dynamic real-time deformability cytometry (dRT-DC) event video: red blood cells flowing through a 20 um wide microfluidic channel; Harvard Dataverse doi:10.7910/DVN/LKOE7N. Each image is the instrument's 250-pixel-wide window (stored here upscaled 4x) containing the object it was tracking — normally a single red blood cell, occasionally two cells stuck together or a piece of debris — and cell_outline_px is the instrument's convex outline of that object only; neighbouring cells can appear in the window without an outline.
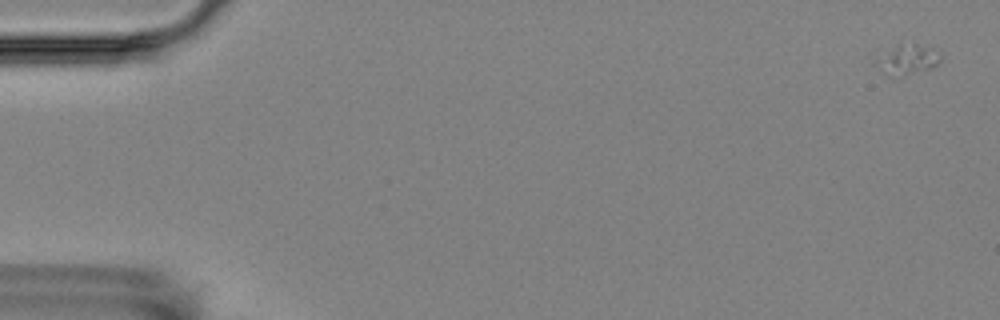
{"species": "Egyptian fruit bat (a non-hibernating species)", "species_latin": "Rousettus aegyptiacus", "temperature_condition": "room temperature", "stored_images_in_passage": 6, "camera_frame_rate_fps": 3000, "um_per_image_px": 0.085, "animal": {"sex": "female"}, "frame": {"image": 1, "passage_image": 1, "time_ms": 0.0, "image_size_px": [1000, 320], "cell_outline_px": [[940, 60], [932, 68], [892, 76], [888, 76], [872, 64], [876, 60], [900, 44], [916, 44], [928, 48], [940, 56]], "centroid_in_image_um": [77.08, 5.09], "position_along_channel_um": 7.9, "area_um2": 10.4}}
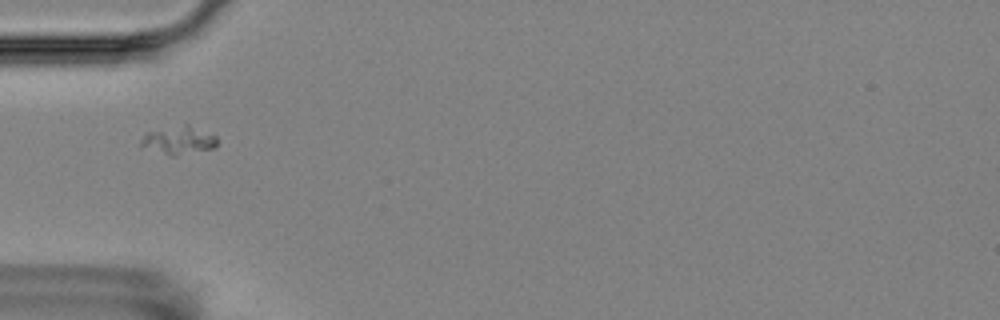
{"frame": {"image": 2, "passage_image": 5, "time_ms": 5.667, "image_size_px": [1000, 320], "cell_outline_px": [[216, 148], [176, 156], [172, 156], [140, 148], [140, 140], [148, 132], [184, 124], [188, 124], [216, 136]], "centroid_in_image_um": [15.16, 11.95], "position_along_channel_um": 69.8, "area_um2": 12.54}}